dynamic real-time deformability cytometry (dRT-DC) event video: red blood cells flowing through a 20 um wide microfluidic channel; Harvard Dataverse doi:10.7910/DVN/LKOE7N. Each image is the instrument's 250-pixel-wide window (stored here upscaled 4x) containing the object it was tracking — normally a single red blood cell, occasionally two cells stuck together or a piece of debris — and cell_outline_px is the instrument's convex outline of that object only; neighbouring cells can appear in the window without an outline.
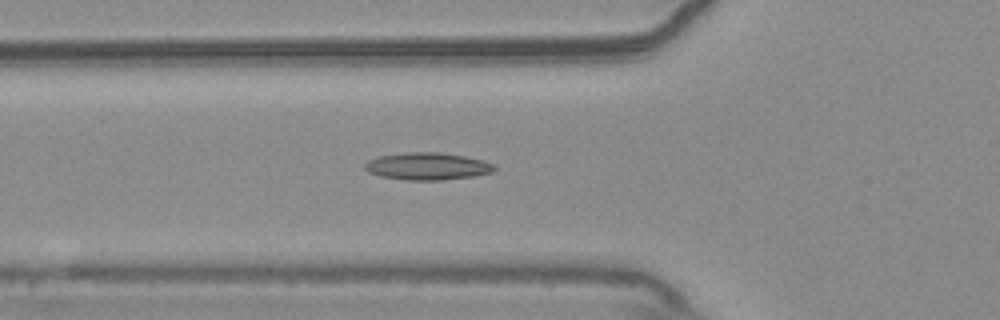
{"species": "common noctule bat (a hibernating species)", "species_latin": "Nyctalus noctula", "temperature_condition": "warm", "stored_images_in_passage": 52, "camera_frame_rate_fps": 3000, "um_per_image_px": 0.085, "animal": {"sex": "male", "body_mass_g": 20.4}, "frame": {"image": 1, "passage_image": 17, "time_ms": 5.333, "image_size_px": [1000, 320], "cell_outline_px": [[496, 168], [492, 172], [472, 176], [440, 180], [408, 180], [380, 176], [368, 172], [364, 168], [364, 164], [368, 160], [380, 156], [408, 152], [440, 152], [464, 156], [484, 160], [492, 164]], "centroid_in_image_um": [36.31, 14.13], "position_along_channel_um": 89.5, "area_um2": 20.46}}
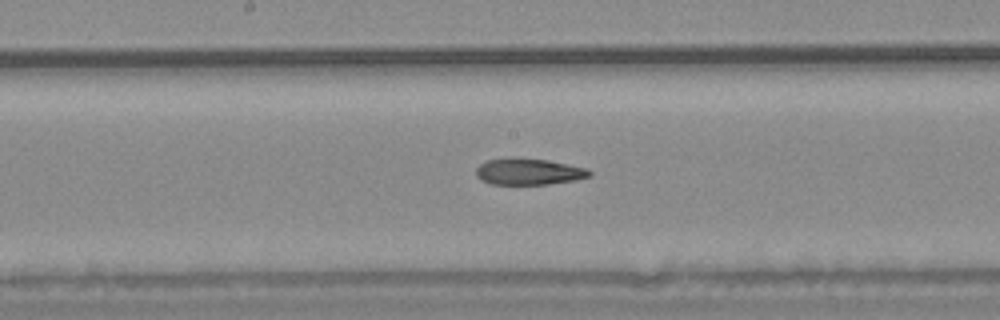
{"frame": {"image": 2, "passage_image": 26, "time_ms": 8.333, "image_size_px": [1000, 320], "cell_outline_px": [[592, 176], [576, 180], [548, 184], [492, 184], [480, 180], [476, 176], [476, 168], [480, 164], [488, 160], [548, 160], [588, 168], [592, 172]], "centroid_in_image_um": [45.0, 14.63], "position_along_channel_um": 203.2, "area_um2": 16.94}}
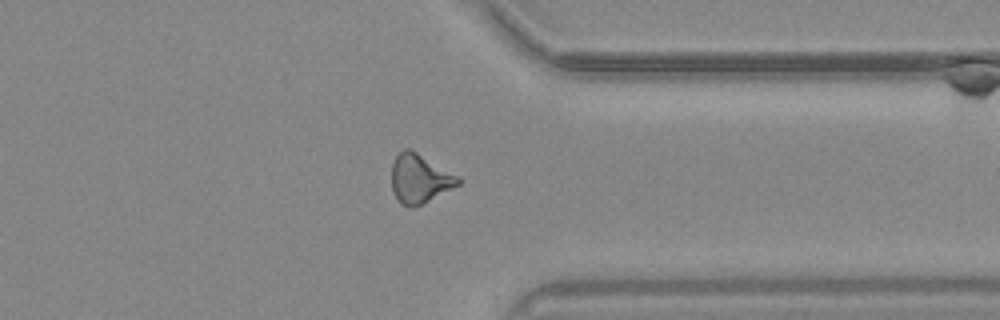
{"frame": {"image": 3, "passage_image": 40, "time_ms": 13.0, "image_size_px": [1000, 320], "cell_outline_px": [[460, 184], [412, 208], [408, 208], [400, 204], [392, 192], [392, 164], [396, 156], [404, 148], [408, 148], [416, 152], [460, 176]], "centroid_in_image_um": [35.65, 15.19], "position_along_channel_um": 375.8, "area_um2": 18.84}, "authors_computed_cell_mechanics": {"area_um2": 18.5538, "velocity_mm_per_s": 3.7833, "shape_relaxation_time_tau1_ms": null, "shape_relaxation_time_tau2_ms": 5.1257, "deformation_change_tau1": null, "deformation_change_tau2": 0.1493}}